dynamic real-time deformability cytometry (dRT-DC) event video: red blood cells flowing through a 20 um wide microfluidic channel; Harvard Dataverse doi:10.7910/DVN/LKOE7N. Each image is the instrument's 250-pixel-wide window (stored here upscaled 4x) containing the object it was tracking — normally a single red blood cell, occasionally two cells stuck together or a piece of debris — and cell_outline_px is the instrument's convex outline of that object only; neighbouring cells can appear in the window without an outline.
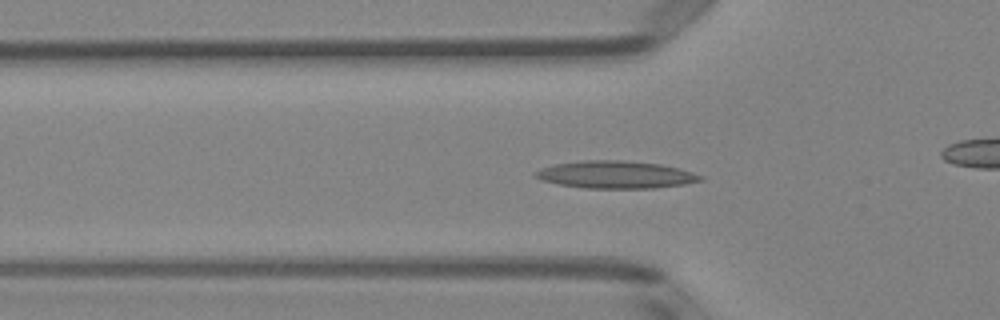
{"species": "Egyptian fruit bat (a non-hibernating species)", "species_latin": "Rousettus aegyptiacus", "temperature_condition": "room temperature", "stored_images_in_passage": 52, "camera_frame_rate_fps": 3000, "um_per_image_px": 0.085, "animal": {"sex": "female"}, "frame": {"image": 1, "passage_image": 17, "time_ms": 5.333, "image_size_px": [1000, 320], "cell_outline_px": [[704, 180], [684, 184], [652, 188], [584, 188], [560, 184], [540, 180], [532, 176], [532, 172], [540, 168], [552, 164], [584, 160], [624, 160], [660, 164], [680, 168], [704, 176]], "centroid_in_image_um": [52.29, 14.84], "position_along_channel_um": 73.5, "area_um2": 26.65}}
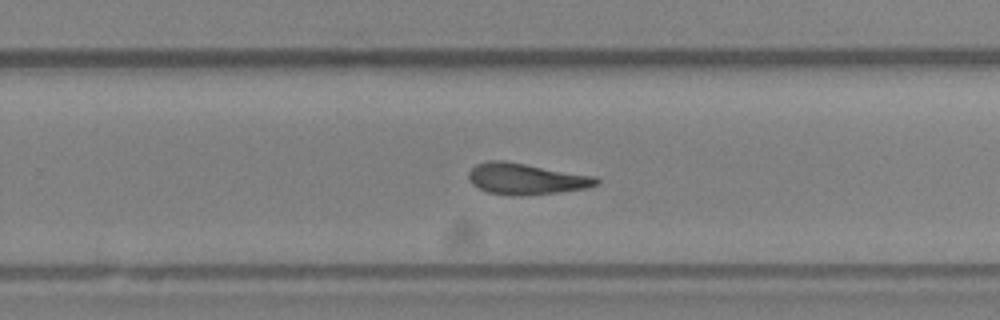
{"frame": {"image": 2, "passage_image": 33, "time_ms": 10.667, "image_size_px": [1000, 320], "cell_outline_px": [[600, 184], [584, 188], [556, 192], [520, 196], [512, 196], [488, 192], [472, 184], [468, 176], [468, 172], [476, 164], [488, 160], [504, 160], [596, 176], [600, 180]], "centroid_in_image_um": [44.71, 15.19], "position_along_channel_um": 285.1, "area_um2": 23.24}}
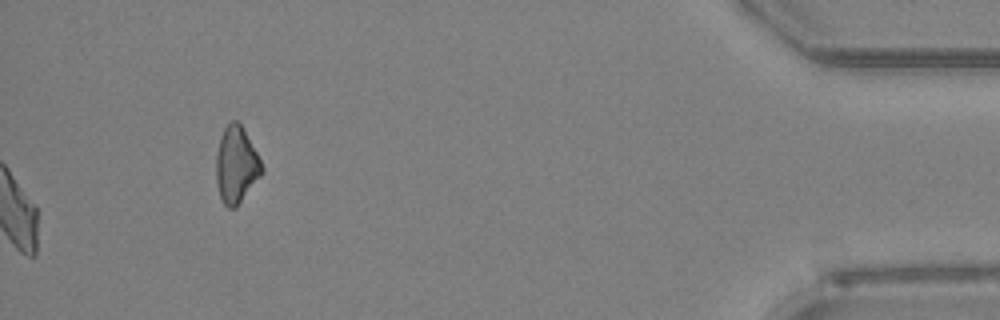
{"frame": {"image": 3, "passage_image": 52, "time_ms": 17.0, "image_size_px": [1000, 320], "cell_outline_px": [[264, 172], [240, 200], [232, 208], [228, 208], [224, 204], [220, 196], [216, 180], [216, 152], [220, 136], [224, 128], [232, 120], [236, 120], [240, 124], [256, 152], [264, 168]], "centroid_in_image_um": [20.06, 13.98], "position_along_channel_um": 415.1, "area_um2": 19.88}, "authors_computed_cell_mechanics": {"area_um2": 23.4379, "velocity_mm_per_s": 3.9883, "shape_relaxation_time_tau1_ms": null, "shape_relaxation_time_tau2_ms": 3.7115, "deformation_change_tau1": null, "deformation_change_tau2": 0.1478}}